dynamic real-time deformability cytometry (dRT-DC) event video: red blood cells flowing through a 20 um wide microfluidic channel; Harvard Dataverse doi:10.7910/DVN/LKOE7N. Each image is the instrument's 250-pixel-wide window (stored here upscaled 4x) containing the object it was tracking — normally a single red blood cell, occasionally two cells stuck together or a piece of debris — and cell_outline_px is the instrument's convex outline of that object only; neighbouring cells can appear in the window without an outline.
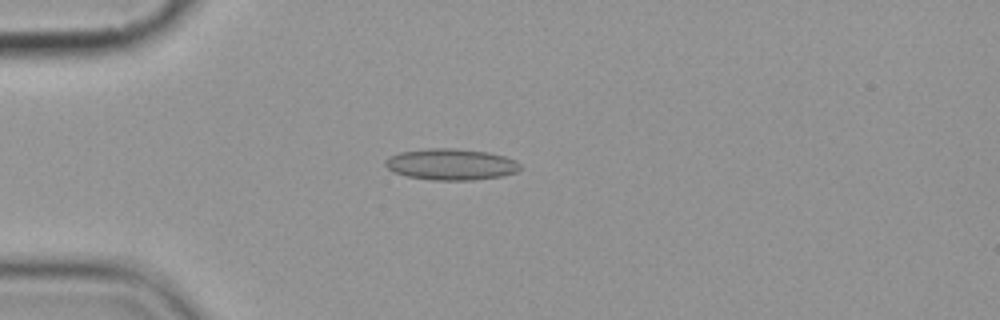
{"species": "common noctule bat (a hibernating species)", "species_latin": "Nyctalus noctula", "temperature_condition": "cold", "stored_images_in_passage": 8, "camera_frame_rate_fps": 3000, "um_per_image_px": 0.085, "animal": {"sex": "female", "body_mass_g": 19.9}, "frame": {"image": 1, "passage_image": 5, "time_ms": 4.667, "image_size_px": [1000, 320], "cell_outline_px": [[520, 168], [516, 172], [504, 176], [472, 180], [432, 180], [408, 176], [392, 172], [384, 164], [384, 160], [388, 156], [400, 152], [428, 148], [456, 148], [488, 152], [504, 156], [516, 160], [520, 164]], "centroid_in_image_um": [38.32, 13.96], "position_along_channel_um": 46.7, "area_um2": 24.8}}
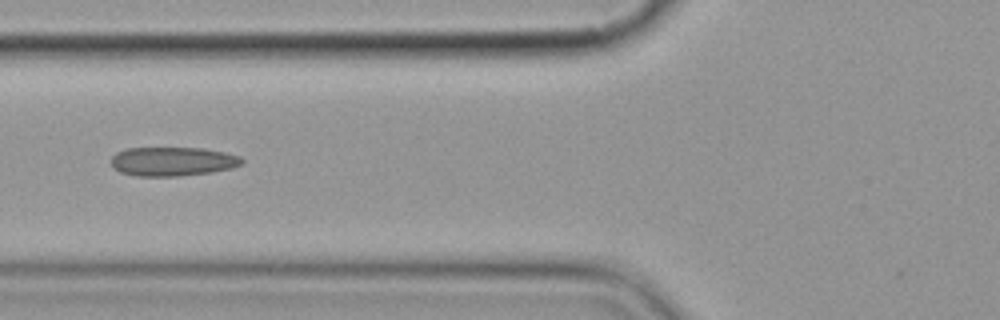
{"frame": {"image": 2, "passage_image": 7, "time_ms": 7.0, "image_size_px": [1000, 320], "cell_outline_px": [[244, 164], [232, 168], [212, 172], [180, 176], [136, 176], [120, 172], [112, 168], [112, 156], [116, 152], [128, 148], [204, 148], [224, 152], [240, 156], [244, 160]], "centroid_in_image_um": [14.69, 13.72], "position_along_channel_um": 111.1, "area_um2": 22.31}}
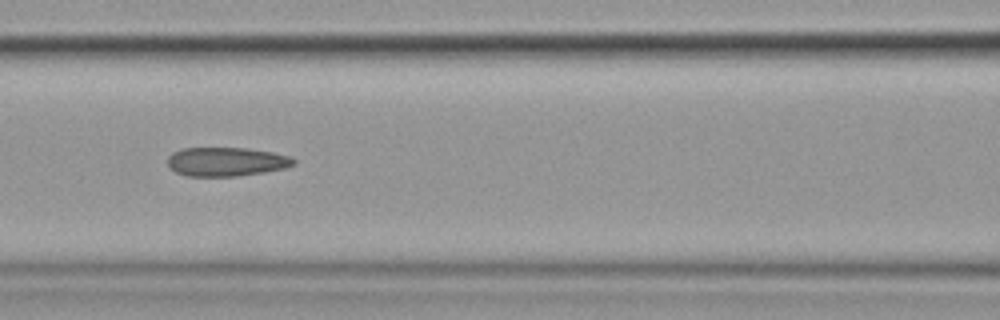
{"frame": {"image": 3, "passage_image": 8, "time_ms": 8.0, "image_size_px": [1000, 320], "cell_outline_px": [[296, 164], [284, 168], [264, 172], [236, 176], [188, 176], [176, 172], [168, 164], [168, 156], [172, 152], [180, 148], [248, 148], [272, 152], [292, 156], [296, 160]], "centroid_in_image_um": [19.26, 13.73], "position_along_channel_um": 147.3, "area_um2": 21.33}}